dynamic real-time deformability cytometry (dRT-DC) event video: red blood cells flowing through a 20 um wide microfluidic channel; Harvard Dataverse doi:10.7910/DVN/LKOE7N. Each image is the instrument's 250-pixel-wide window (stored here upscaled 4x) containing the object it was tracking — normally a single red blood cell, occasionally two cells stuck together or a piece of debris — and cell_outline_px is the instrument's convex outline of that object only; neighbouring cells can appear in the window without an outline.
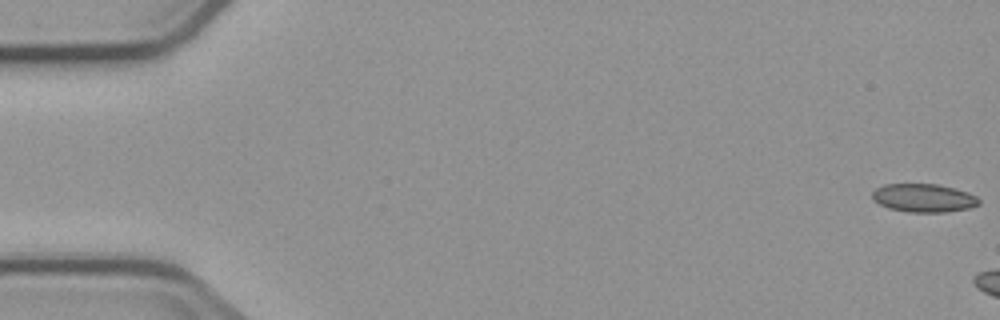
{"species": "common noctule bat (a hibernating species)", "species_latin": "Nyctalus noctula", "temperature_condition": "cold", "stored_images_in_passage": 6, "camera_frame_rate_fps": 3000, "um_per_image_px": 0.085, "animal": {"sex": "male", "body_mass_g": 23.1, "forearm_length_mm": 52.7}, "frame": {"image": 1, "passage_image": 1, "time_ms": 0.0, "image_size_px": [1000, 320], "cell_outline_px": [[980, 204], [968, 208], [948, 212], [908, 212], [888, 208], [872, 200], [872, 192], [876, 188], [884, 184], [936, 184], [968, 192], [976, 196], [980, 200]], "centroid_in_image_um": [78.49, 16.83], "position_along_channel_um": 6.5, "area_um2": 17.63}}